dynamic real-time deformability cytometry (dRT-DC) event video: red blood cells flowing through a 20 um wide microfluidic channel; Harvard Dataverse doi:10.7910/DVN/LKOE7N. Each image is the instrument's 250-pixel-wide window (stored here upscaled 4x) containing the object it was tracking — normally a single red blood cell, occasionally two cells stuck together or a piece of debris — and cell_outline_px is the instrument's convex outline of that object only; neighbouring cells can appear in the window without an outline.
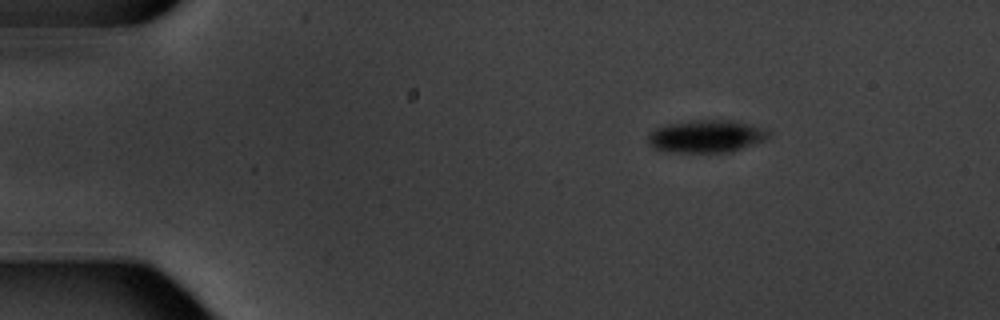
{"species": "common noctule bat (a hibernating species)", "species_latin": "Nyctalus noctula", "temperature_condition": "warm", "stored_images_in_passage": 7, "camera_frame_rate_fps": 3000, "um_per_image_px": 0.085, "animal": {"sex": "male", "body_mass_g": 20.1, "forearm_length_mm": 53.5}, "frame": {"image": 1, "passage_image": 3, "time_ms": 2.333, "image_size_px": [1000, 320], "cell_outline_px": [[772, 132], [764, 140], [728, 152], [664, 152], [648, 144], [648, 136], [656, 128], [668, 124], [696, 120], [732, 120], [764, 128]], "centroid_in_image_um": [60.02, 11.58], "position_along_channel_um": 25.0, "area_um2": 22.6}}
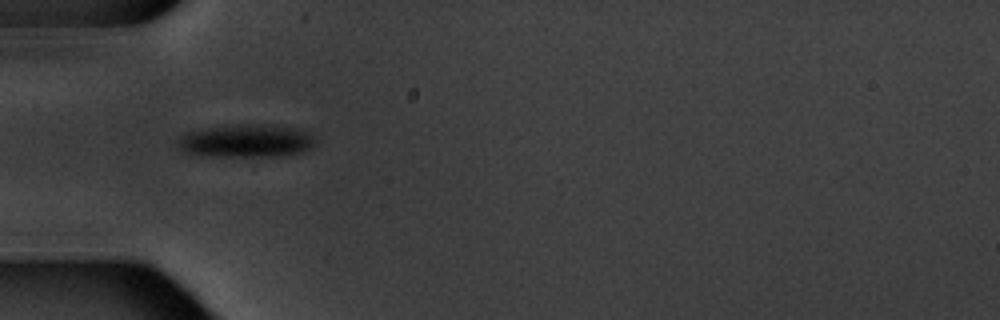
{"frame": {"image": 2, "passage_image": 6, "time_ms": 5.667, "image_size_px": [1000, 320], "cell_outline_px": [[316, 144], [312, 148], [304, 152], [288, 156], [212, 156], [184, 152], [176, 144], [176, 140], [184, 132], [200, 128], [236, 124], [272, 124], [304, 128], [312, 132], [316, 136]], "centroid_in_image_um": [21.02, 11.95], "position_along_channel_um": 64.0, "area_um2": 27.63}}
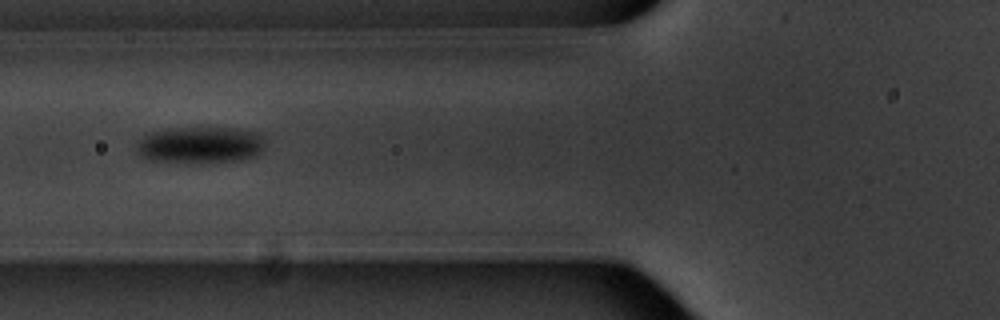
{"frame": {"image": 3, "passage_image": 7, "time_ms": 7.0, "image_size_px": [1000, 320], "cell_outline_px": [[264, 148], [256, 156], [240, 160], [148, 160], [140, 156], [136, 152], [136, 144], [144, 132], [164, 128], [240, 128], [260, 132], [264, 136]], "centroid_in_image_um": [17.0, 12.25], "position_along_channel_um": 108.8, "area_um2": 27.28}}